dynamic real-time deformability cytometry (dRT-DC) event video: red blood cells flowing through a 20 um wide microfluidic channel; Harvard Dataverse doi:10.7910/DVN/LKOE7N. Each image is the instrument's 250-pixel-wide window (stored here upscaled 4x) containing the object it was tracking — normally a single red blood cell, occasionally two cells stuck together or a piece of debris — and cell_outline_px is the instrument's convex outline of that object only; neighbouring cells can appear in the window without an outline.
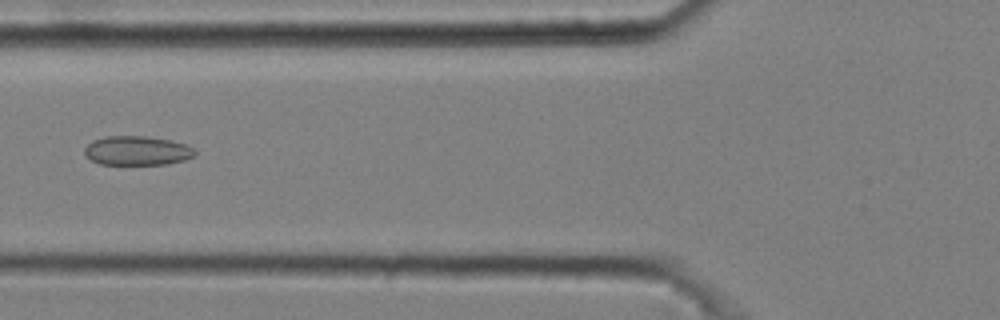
{"species": "common noctule bat (a hibernating species)", "species_latin": "Nyctalus noctula", "temperature_condition": "cold", "stored_images_in_passage": 8, "camera_frame_rate_fps": 3000, "um_per_image_px": 0.085, "animal": {"sex": "male", "body_mass_g": 20.4}, "frame": {"image": 1, "passage_image": 4, "time_ms": 1.0, "image_size_px": [1000, 320], "cell_outline_px": [[196, 152], [192, 156], [184, 160], [168, 164], [100, 164], [92, 160], [84, 152], [84, 148], [92, 140], [104, 136], [144, 136], [168, 140], [188, 144]], "centroid_in_image_um": [11.64, 12.8], "position_along_channel_um": 114.2, "area_um2": 18.67}}
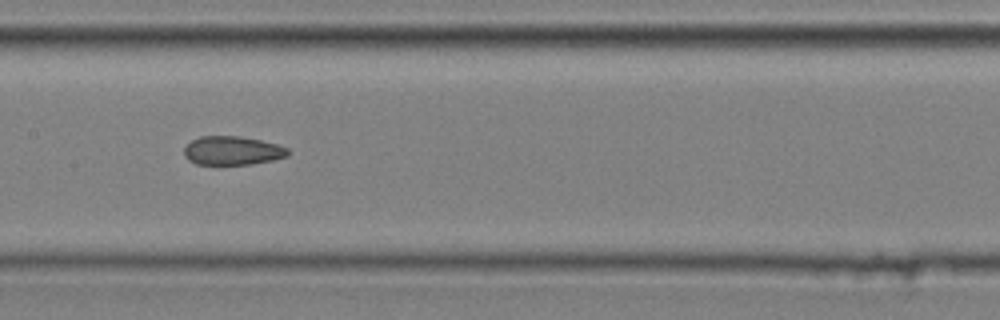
{"frame": {"image": 2, "passage_image": 6, "time_ms": 1.667, "image_size_px": [1000, 320], "cell_outline_px": [[288, 156], [272, 160], [252, 164], [196, 164], [188, 160], [184, 156], [184, 148], [192, 140], [200, 136], [240, 136], [260, 140], [276, 144], [288, 148]], "centroid_in_image_um": [19.73, 12.8], "position_along_channel_um": 187.7, "area_um2": 17.34}}
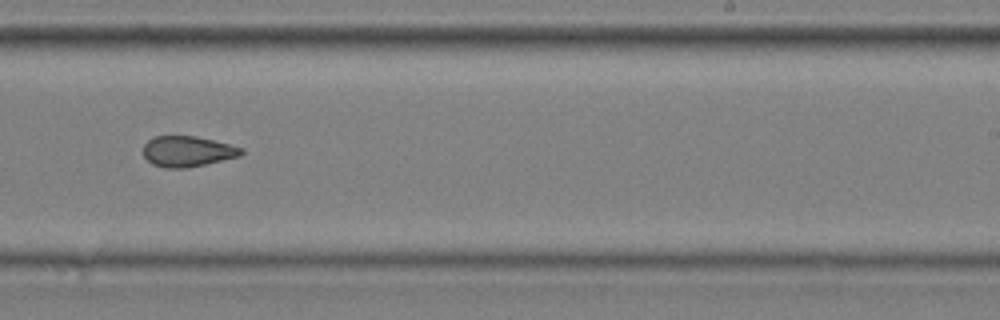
{"frame": {"image": 3, "passage_image": 8, "time_ms": 2.333, "image_size_px": [1000, 320], "cell_outline_px": [[244, 152], [240, 156], [204, 164], [184, 168], [164, 168], [152, 164], [144, 156], [144, 144], [152, 136], [196, 136], [244, 148]], "centroid_in_image_um": [15.92, 12.86], "position_along_channel_um": 273.1, "area_um2": 17.4}}